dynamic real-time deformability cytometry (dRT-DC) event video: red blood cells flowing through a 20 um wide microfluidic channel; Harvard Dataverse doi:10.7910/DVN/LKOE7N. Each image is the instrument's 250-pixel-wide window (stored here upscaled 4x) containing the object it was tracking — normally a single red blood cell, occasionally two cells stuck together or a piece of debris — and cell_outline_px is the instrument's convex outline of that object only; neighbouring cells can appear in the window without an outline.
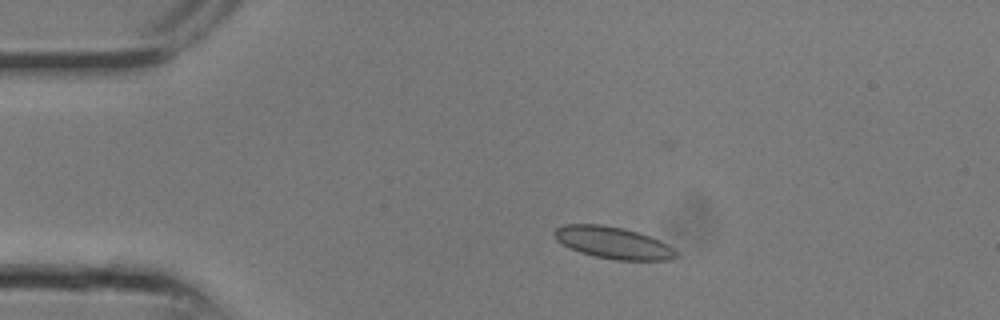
{"species": "common noctule bat (a hibernating species)", "species_latin": "Nyctalus noctula", "temperature_condition": "room temperature", "stored_images_in_passage": 16, "camera_frame_rate_fps": 3000, "um_per_image_px": 0.085, "animal": {"sex": "male", "body_mass_g": 13.3}, "frame": {"image": 1, "passage_image": 4, "time_ms": 1.0, "image_size_px": [1000, 320], "cell_outline_px": [[680, 256], [672, 260], [616, 260], [596, 256], [580, 252], [556, 240], [552, 232], [556, 228], [564, 224], [600, 224], [624, 228], [640, 232], [660, 240], [680, 252]], "centroid_in_image_um": [52.18, 20.63], "position_along_channel_um": 32.8, "area_um2": 22.83}}
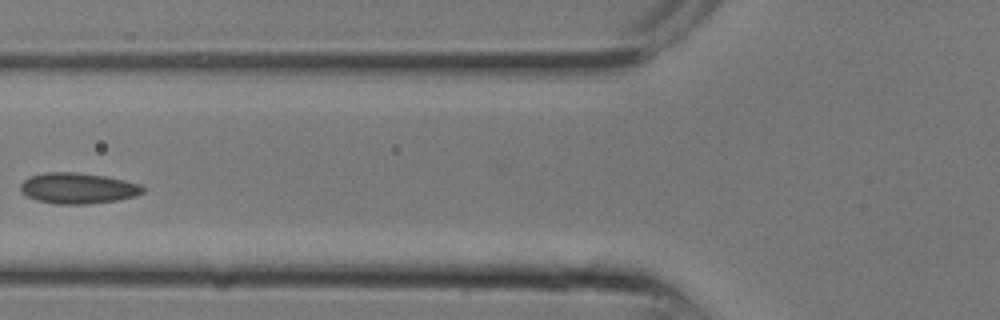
{"frame": {"image": 2, "passage_image": 9, "time_ms": 2.667, "image_size_px": [1000, 320], "cell_outline_px": [[144, 192], [136, 196], [116, 200], [88, 204], [56, 204], [36, 200], [20, 192], [20, 184], [24, 180], [32, 176], [44, 172], [76, 172], [104, 176], [124, 180], [140, 184], [144, 188]], "centroid_in_image_um": [6.61, 16.0], "position_along_channel_um": 119.2, "area_um2": 21.96}}
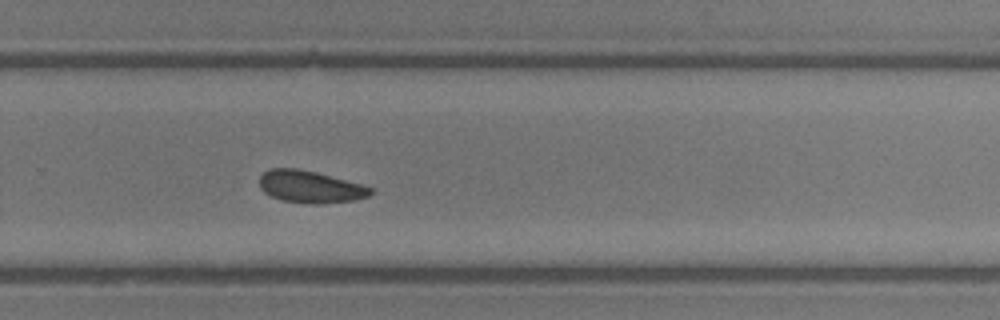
{"frame": {"image": 3, "passage_image": 16, "time_ms": 5.0, "image_size_px": [1000, 320], "cell_outline_px": [[372, 192], [368, 196], [356, 200], [320, 204], [312, 204], [280, 200], [264, 192], [260, 188], [260, 176], [264, 172], [272, 168], [296, 168], [316, 172], [360, 184], [372, 188]], "centroid_in_image_um": [26.35, 15.88], "position_along_channel_um": 303.5, "area_um2": 20.69}}